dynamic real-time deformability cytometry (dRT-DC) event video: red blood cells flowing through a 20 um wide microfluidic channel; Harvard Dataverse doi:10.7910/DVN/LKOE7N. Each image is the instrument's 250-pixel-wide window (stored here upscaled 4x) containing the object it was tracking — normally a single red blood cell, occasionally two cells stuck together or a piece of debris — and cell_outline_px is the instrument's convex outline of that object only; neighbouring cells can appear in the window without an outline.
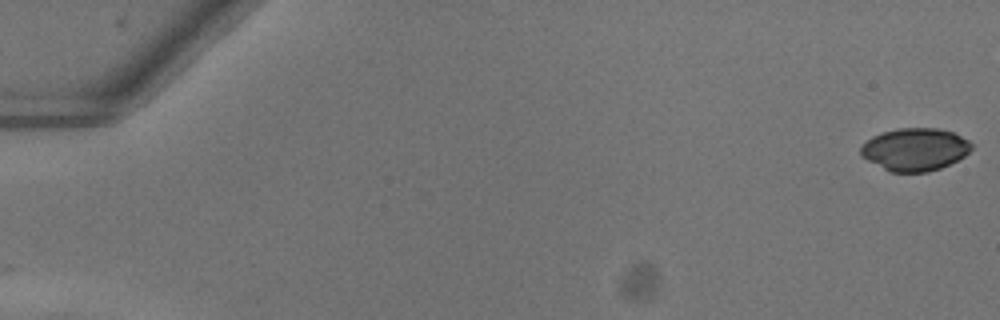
{"species": "common noctule bat (a hibernating species)", "species_latin": "Nyctalus noctula", "temperature_condition": "warm", "stored_images_in_passage": 53, "camera_frame_rate_fps": 3000, "um_per_image_px": 0.085, "animal": {"sex": "female"}, "frame": {"image": 1, "passage_image": 1, "time_ms": 0.0, "image_size_px": [1000, 320], "cell_outline_px": [[972, 148], [964, 156], [940, 168], [928, 172], [888, 172], [860, 156], [860, 148], [872, 136], [884, 132], [900, 128], [936, 128], [952, 132], [968, 140], [972, 144]], "centroid_in_image_um": [77.74, 12.71], "position_along_channel_um": 7.3, "area_um2": 27.4}}
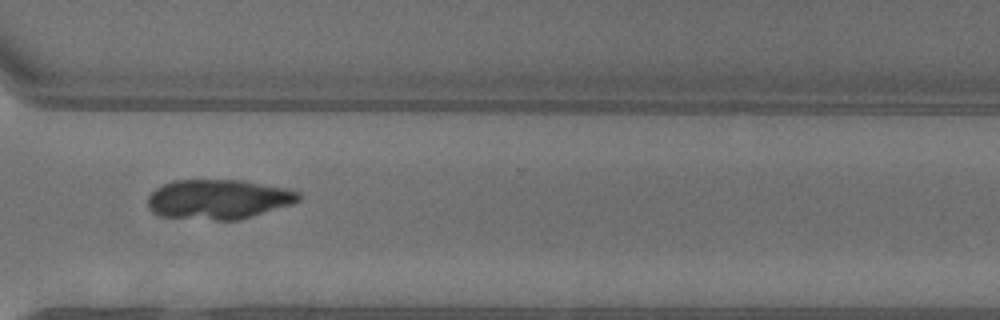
{"frame": {"image": 2, "passage_image": 40, "time_ms": 13.0, "image_size_px": [1000, 320], "cell_outline_px": [[300, 200], [292, 204], [240, 220], [216, 220], [160, 216], [152, 212], [148, 208], [148, 196], [156, 188], [164, 184], [176, 180], [244, 180], [284, 188], [300, 192]], "centroid_in_image_um": [18.56, 16.94], "position_along_channel_um": 352.0, "area_um2": 34.91}}
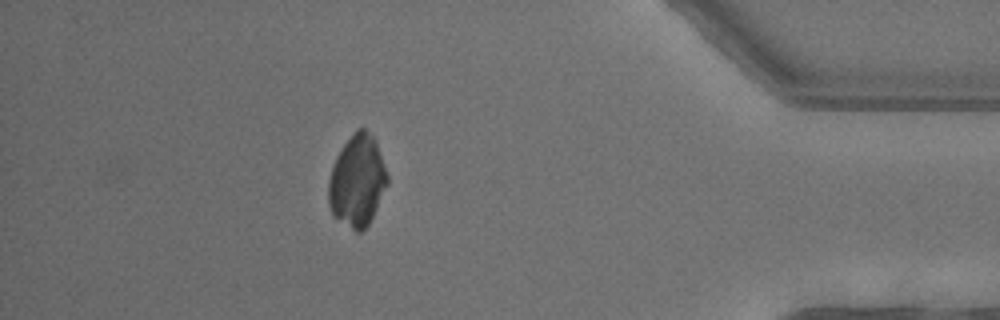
{"frame": {"image": 3, "passage_image": 47, "time_ms": 15.333, "image_size_px": [1000, 320], "cell_outline_px": [[388, 184], [368, 224], [360, 232], [356, 232], [332, 216], [328, 204], [328, 180], [336, 156], [352, 132], [356, 128], [364, 128], [376, 140], [388, 176]], "centroid_in_image_um": [30.35, 15.37], "position_along_channel_um": 404.9, "area_um2": 31.44}}